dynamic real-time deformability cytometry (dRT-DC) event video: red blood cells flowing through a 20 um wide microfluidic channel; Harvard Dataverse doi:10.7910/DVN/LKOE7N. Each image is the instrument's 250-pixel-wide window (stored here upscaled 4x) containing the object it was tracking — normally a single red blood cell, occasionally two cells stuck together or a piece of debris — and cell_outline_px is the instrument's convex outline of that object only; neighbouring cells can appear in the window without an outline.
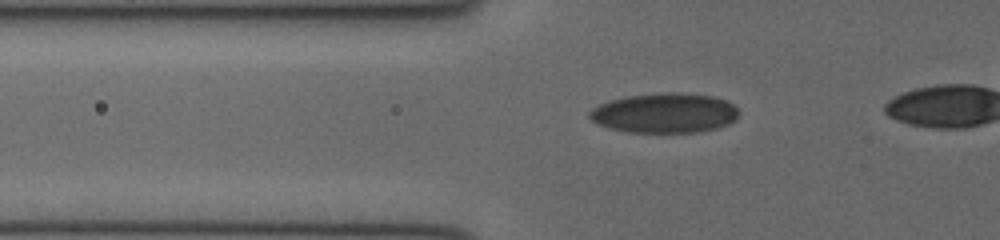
{"species": "human", "species_latin": "Homo sapiens", "temperature_condition": "cold", "stored_images_in_passage": 29, "camera_frame_rate_fps": 3000, "um_per_image_px": 0.085, "donor": {"sex": "female"}, "frame": {"image": 1, "passage_image": 3, "time_ms": 0.667, "image_size_px": [1000, 240], "cell_outline_px": [[736, 120], [728, 124], [716, 128], [700, 132], [628, 132], [596, 124], [588, 116], [588, 112], [592, 108], [600, 104], [612, 100], [628, 96], [672, 92], [712, 96], [724, 100], [732, 104], [736, 108]], "centroid_in_image_um": [56.47, 9.62], "position_along_channel_um": 69.3, "area_um2": 34.22}}
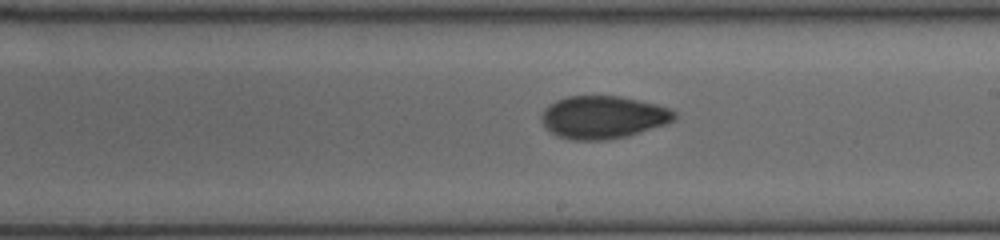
{"frame": {"image": 2, "passage_image": 15, "time_ms": 4.667, "image_size_px": [1000, 240], "cell_outline_px": [[676, 120], [664, 124], [624, 136], [604, 140], [572, 140], [556, 136], [544, 124], [540, 116], [544, 108], [548, 104], [556, 100], [568, 96], [620, 96], [656, 104], [668, 108], [676, 112]], "centroid_in_image_um": [51.23, 9.95], "position_along_channel_um": 237.8, "area_um2": 32.83}}
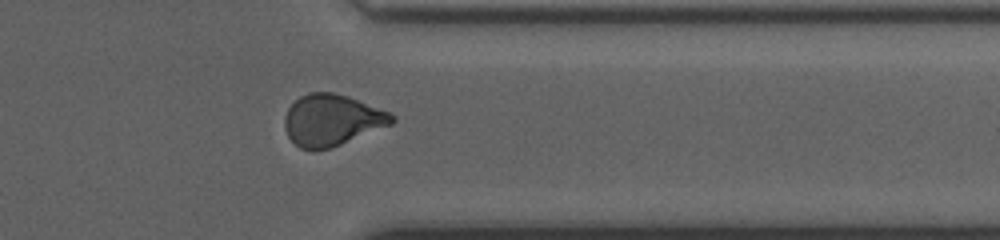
{"frame": {"image": 3, "passage_image": 25, "time_ms": 8.0, "image_size_px": [1000, 240], "cell_outline_px": [[396, 120], [392, 124], [340, 144], [328, 148], [312, 152], [300, 148], [288, 136], [284, 128], [284, 116], [288, 108], [300, 96], [308, 92], [332, 92], [348, 96], [388, 112], [396, 116]], "centroid_in_image_um": [28.18, 10.21], "position_along_channel_um": 383.2, "area_um2": 32.02}}